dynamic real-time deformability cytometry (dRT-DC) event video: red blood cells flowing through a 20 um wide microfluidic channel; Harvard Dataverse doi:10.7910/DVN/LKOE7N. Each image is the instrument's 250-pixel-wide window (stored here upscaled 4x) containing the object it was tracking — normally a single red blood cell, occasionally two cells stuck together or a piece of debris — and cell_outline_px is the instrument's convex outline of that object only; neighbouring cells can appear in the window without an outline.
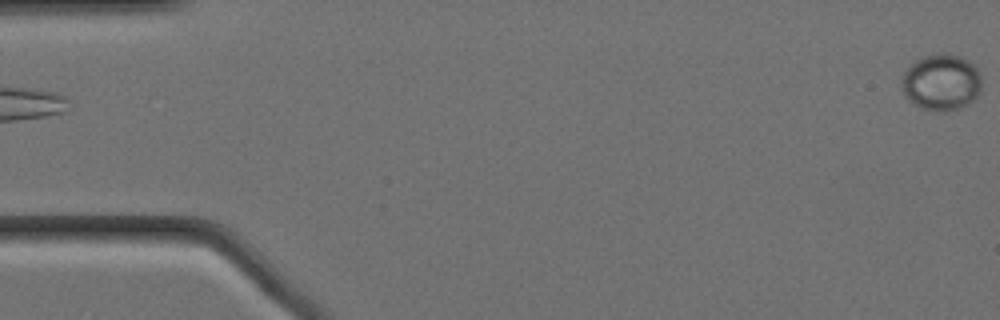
{"species": "Egyptian fruit bat (a non-hibernating species)", "species_latin": "Rousettus aegyptiacus", "temperature_condition": "cold", "stored_images_in_passage": 59, "camera_frame_rate_fps": 3000, "um_per_image_px": 0.085, "animal": {"sex": "female"}, "frame": {"image": 1, "passage_image": 1, "time_ms": 0.0, "image_size_px": [1000, 320], "cell_outline_px": [[980, 92], [968, 104], [960, 108], [948, 112], [936, 112], [920, 108], [912, 104], [904, 96], [900, 80], [904, 72], [920, 56], [944, 52], [948, 52], [960, 56], [968, 60], [980, 72]], "centroid_in_image_um": [79.98, 7.0], "position_along_channel_um": 5.0, "area_um2": 26.82}}
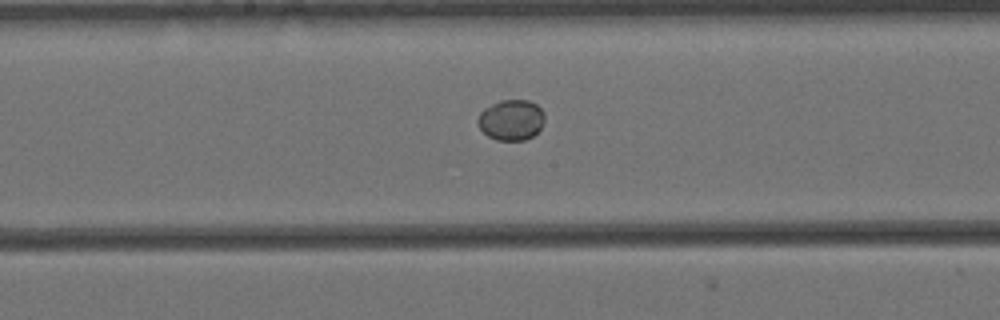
{"frame": {"image": 2, "passage_image": 30, "time_ms": 9.667, "image_size_px": [1000, 320], "cell_outline_px": [[544, 120], [540, 128], [532, 136], [524, 140], [496, 140], [488, 136], [480, 128], [476, 120], [480, 112], [484, 108], [500, 100], [528, 100], [536, 104], [544, 112]], "centroid_in_image_um": [43.43, 10.19], "position_along_channel_um": 204.8, "area_um2": 15.78}}
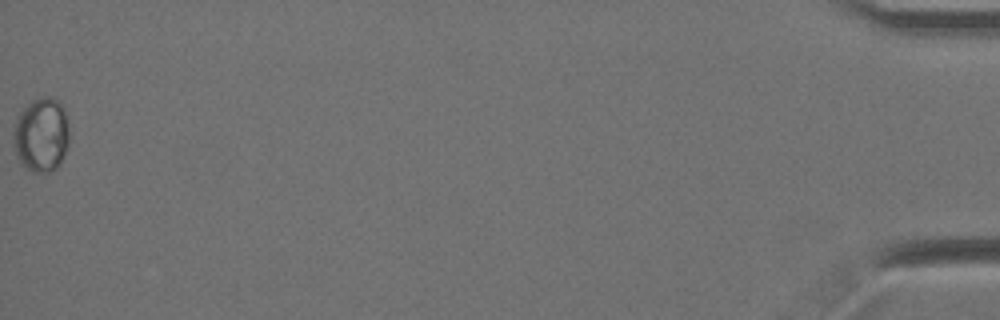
{"frame": {"image": 3, "passage_image": 59, "time_ms": 19.333, "image_size_px": [1000, 320], "cell_outline_px": [[68, 140], [60, 164], [52, 172], [32, 172], [20, 160], [12, 144], [12, 140], [16, 120], [20, 112], [32, 100], [44, 96], [52, 96], [60, 100], [64, 112], [68, 128]], "centroid_in_image_um": [3.51, 11.44], "position_along_channel_um": 431.7, "area_um2": 23.99}}